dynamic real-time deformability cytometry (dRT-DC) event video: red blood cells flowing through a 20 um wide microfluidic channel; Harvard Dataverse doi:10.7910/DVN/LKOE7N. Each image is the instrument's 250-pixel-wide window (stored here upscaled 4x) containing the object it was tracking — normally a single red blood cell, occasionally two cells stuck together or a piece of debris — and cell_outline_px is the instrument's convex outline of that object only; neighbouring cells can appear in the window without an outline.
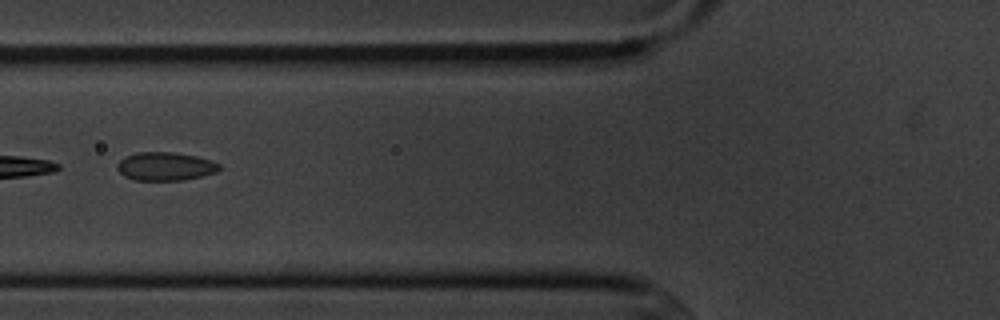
{"species": "common noctule bat (a hibernating species)", "species_latin": "Nyctalus noctula", "temperature_condition": "cold", "stored_images_in_passage": 14, "camera_frame_rate_fps": 3000, "um_per_image_px": 0.085, "animal": {"sex": "male", "body_mass_g": 20.1, "forearm_length_mm": 53.5}, "frame": {"image": 1, "passage_image": 6, "time_ms": 6.667, "image_size_px": [1000, 320], "cell_outline_px": [[220, 168], [216, 172], [200, 176], [180, 180], [136, 180], [124, 176], [116, 168], [116, 164], [124, 156], [136, 152], [172, 152], [196, 156], [212, 160], [220, 164]], "centroid_in_image_um": [14.02, 14.13], "position_along_channel_um": 111.8, "area_um2": 16.88}}
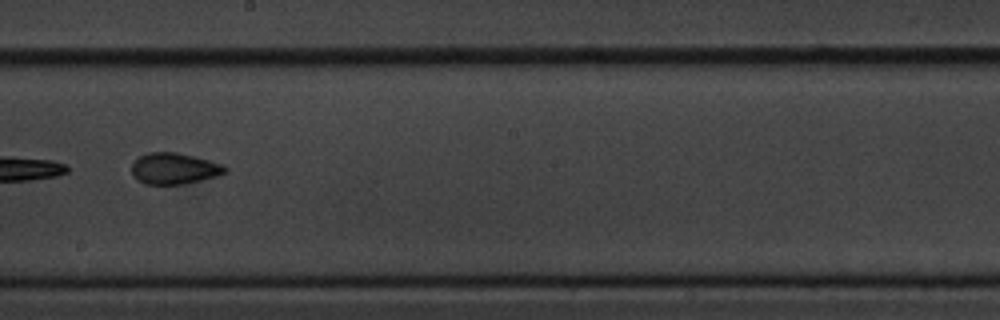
{"frame": {"image": 2, "passage_image": 9, "time_ms": 10.0, "image_size_px": [1000, 320], "cell_outline_px": [[228, 172], [220, 176], [184, 184], [144, 184], [136, 180], [132, 176], [132, 164], [140, 156], [148, 152], [176, 152], [208, 160], [220, 164], [228, 168]], "centroid_in_image_um": [14.81, 14.34], "position_along_channel_um": 233.4, "area_um2": 17.11}}
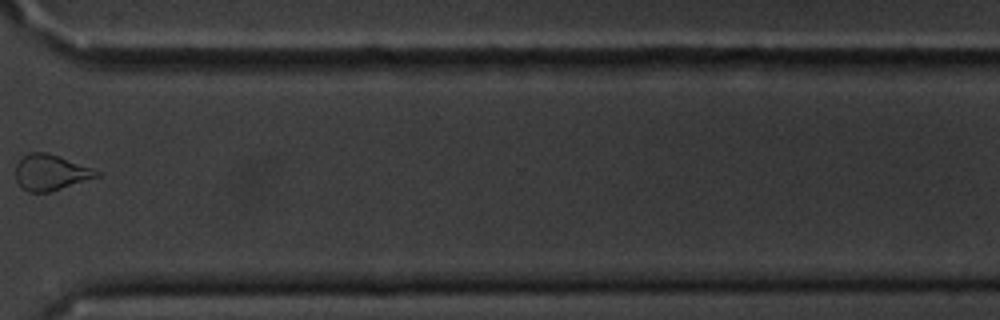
{"frame": {"image": 3, "passage_image": 12, "time_ms": 13.667, "image_size_px": [1000, 320], "cell_outline_px": [[100, 176], [48, 192], [28, 192], [20, 188], [16, 180], [16, 164], [28, 152], [48, 152], [60, 156], [92, 168], [100, 172]], "centroid_in_image_um": [4.28, 14.65], "position_along_channel_um": 366.3, "area_um2": 16.88}, "authors_computed_cell_mechanics": {"area_um2": 16.9932, "velocity_mm_per_s": 3.6254, "shape_relaxation_time_tau1_ms": 1.2668, "shape_relaxation_time_tau2_ms": 2.4436, "deformation_change_tau1": 0.1965, "deformation_change_tau2": 0.0826}}